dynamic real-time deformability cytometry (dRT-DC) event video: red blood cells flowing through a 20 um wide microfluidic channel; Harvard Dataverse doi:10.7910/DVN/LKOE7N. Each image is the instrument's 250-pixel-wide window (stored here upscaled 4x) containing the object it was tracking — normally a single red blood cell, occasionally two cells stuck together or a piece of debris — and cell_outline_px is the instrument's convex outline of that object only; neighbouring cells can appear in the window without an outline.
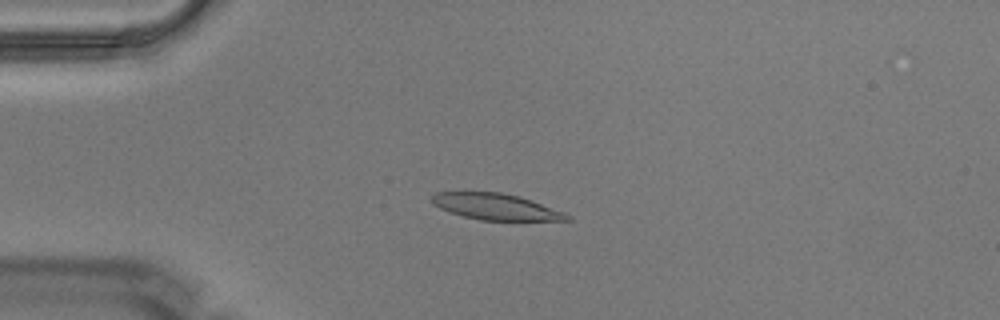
{"species": "Egyptian fruit bat (a non-hibernating species)", "species_latin": "Rousettus aegyptiacus", "temperature_condition": "warm", "stored_images_in_passage": 6, "camera_frame_rate_fps": 3000, "um_per_image_px": 0.085, "animal": {"sex": "male"}, "frame": {"image": 1, "passage_image": 4, "time_ms": 1.0, "image_size_px": [1000, 320], "cell_outline_px": [[572, 220], [480, 220], [464, 216], [440, 208], [432, 204], [428, 200], [436, 192], [464, 188], [500, 192], [520, 196], [532, 200], [564, 212], [572, 216]], "centroid_in_image_um": [42.04, 17.5], "position_along_channel_um": 43.0, "area_um2": 21.56}}